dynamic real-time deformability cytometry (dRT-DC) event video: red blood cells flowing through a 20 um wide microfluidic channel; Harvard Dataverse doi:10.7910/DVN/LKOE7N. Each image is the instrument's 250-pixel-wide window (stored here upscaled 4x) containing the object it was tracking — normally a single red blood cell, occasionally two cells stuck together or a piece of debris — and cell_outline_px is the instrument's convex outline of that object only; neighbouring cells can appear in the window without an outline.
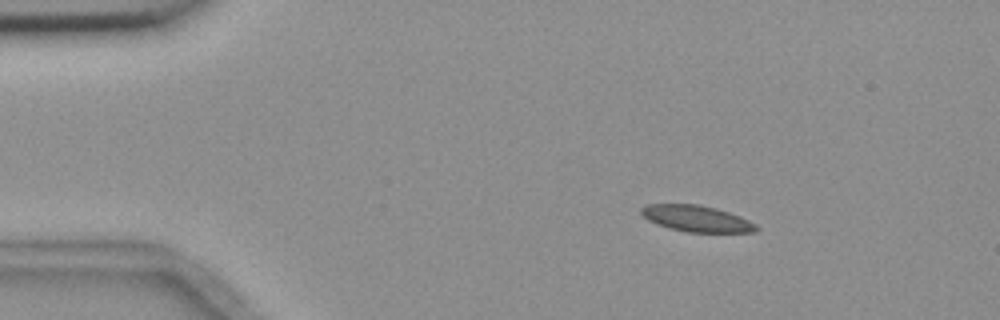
{"species": "common noctule bat (a hibernating species)", "species_latin": "Nyctalus noctula", "temperature_condition": "room temperature", "stored_images_in_passage": 5, "camera_frame_rate_fps": 3000, "um_per_image_px": 0.085, "animal": {"sex": "female", "body_mass_g": 18.4}, "frame": {"image": 1, "passage_image": 2, "time_ms": 1.333, "image_size_px": [1000, 320], "cell_outline_px": [[760, 228], [756, 232], [688, 232], [668, 228], [656, 224], [648, 220], [640, 212], [640, 208], [648, 204], [700, 204], [716, 208], [740, 216], [756, 224]], "centroid_in_image_um": [59.21, 18.58], "position_along_channel_um": 25.8, "area_um2": 17.69}}